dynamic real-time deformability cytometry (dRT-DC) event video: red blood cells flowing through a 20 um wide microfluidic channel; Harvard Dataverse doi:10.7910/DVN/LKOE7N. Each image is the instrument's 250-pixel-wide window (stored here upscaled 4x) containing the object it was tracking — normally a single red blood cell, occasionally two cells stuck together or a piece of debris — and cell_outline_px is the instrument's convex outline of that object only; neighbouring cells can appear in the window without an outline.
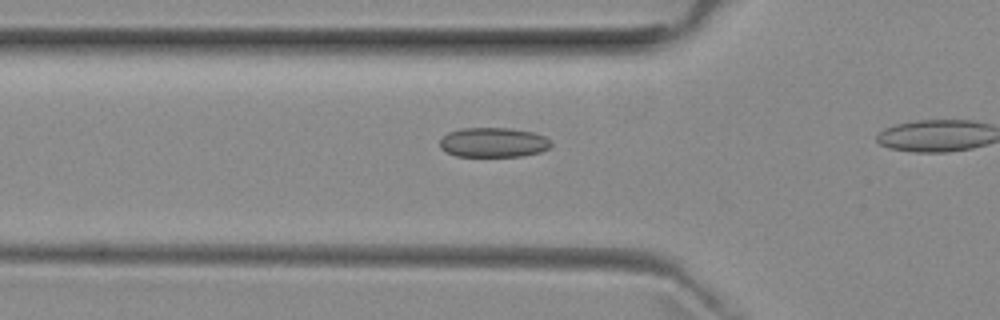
{"species": "common noctule bat (a hibernating species)", "species_latin": "Nyctalus noctula", "temperature_condition": "room temperature", "stored_images_in_passage": 13, "camera_frame_rate_fps": 3000, "um_per_image_px": 0.085, "animal": {"sex": "female", "body_mass_g": 29.2, "forearm_length_mm": 56.3}, "frame": {"image": 1, "passage_image": 8, "time_ms": 2.333, "image_size_px": [1000, 320], "cell_outline_px": [[552, 144], [548, 148], [540, 152], [520, 156], [456, 156], [440, 148], [440, 140], [448, 132], [464, 128], [508, 128], [532, 132], [544, 136]], "centroid_in_image_um": [41.92, 12.1], "position_along_channel_um": 83.9, "area_um2": 19.02}}
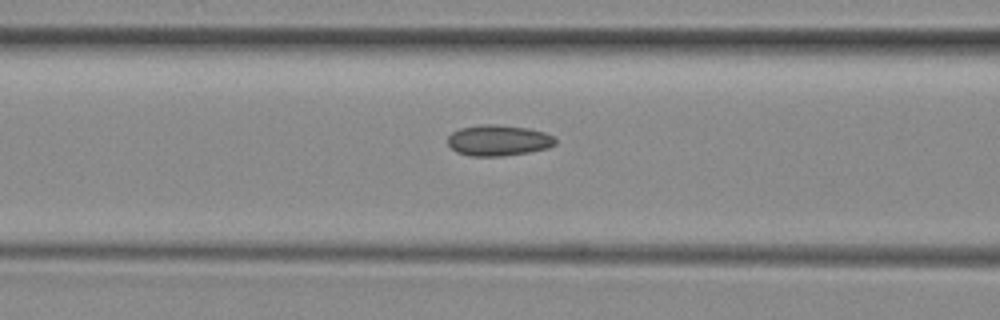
{"frame": {"image": 2, "passage_image": 11, "time_ms": 3.333, "image_size_px": [1000, 320], "cell_outline_px": [[556, 144], [548, 148], [528, 152], [504, 156], [468, 156], [456, 152], [448, 144], [448, 136], [452, 132], [460, 128], [480, 124], [496, 124], [528, 128], [544, 132], [552, 136], [556, 140]], "centroid_in_image_um": [42.34, 11.93], "position_along_channel_um": 124.3, "area_um2": 19.48}}